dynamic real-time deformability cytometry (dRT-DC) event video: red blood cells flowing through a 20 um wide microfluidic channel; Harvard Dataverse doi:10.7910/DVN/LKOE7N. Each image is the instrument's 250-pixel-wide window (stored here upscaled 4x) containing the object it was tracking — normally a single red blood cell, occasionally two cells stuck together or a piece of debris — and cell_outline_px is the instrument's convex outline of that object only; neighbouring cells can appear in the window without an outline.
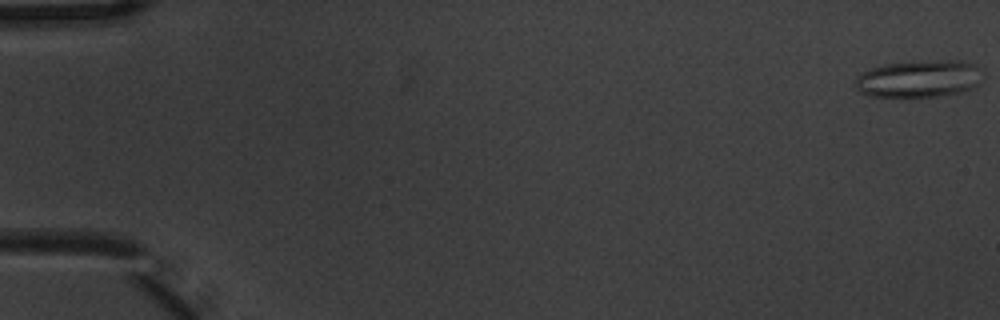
{"species": "common noctule bat (a hibernating species)", "species_latin": "Nyctalus noctula", "temperature_condition": "warm", "stored_images_in_passage": 6, "camera_frame_rate_fps": 3000, "um_per_image_px": 0.085, "animal": {"sex": "male", "body_mass_g": 20.1, "forearm_length_mm": 53.5}, "frame": {"image": 1, "passage_image": 1, "time_ms": 0.0, "image_size_px": [1000, 320], "cell_outline_px": [[980, 68], [976, 84], [960, 92], [916, 100], [868, 96], [860, 92], [856, 88], [856, 76], [860, 72], [872, 68], [888, 64], [948, 60], [964, 60]], "centroid_in_image_um": [78.01, 6.75], "position_along_channel_um": 7.0, "area_um2": 27.86}}